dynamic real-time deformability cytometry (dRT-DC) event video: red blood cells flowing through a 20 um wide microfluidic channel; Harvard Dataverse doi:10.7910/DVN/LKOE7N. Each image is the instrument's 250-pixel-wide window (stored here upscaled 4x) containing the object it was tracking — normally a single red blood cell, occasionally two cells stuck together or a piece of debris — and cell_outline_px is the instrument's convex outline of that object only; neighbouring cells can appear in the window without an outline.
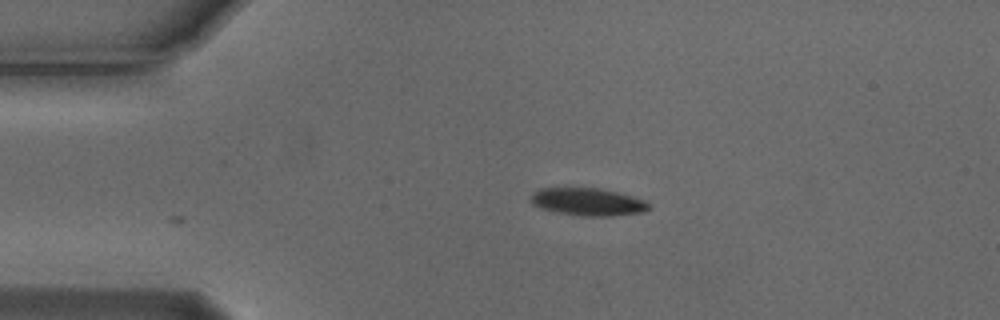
{"species": "Egyptian fruit bat (a non-hibernating species)", "species_latin": "Rousettus aegyptiacus", "temperature_condition": "cold", "stored_images_in_passage": 3, "camera_frame_rate_fps": 3000, "um_per_image_px": 0.085, "animal": {"sex": "male"}, "frame": {"image": 1, "passage_image": 2, "time_ms": 0.333, "image_size_px": [1000, 320], "cell_outline_px": [[652, 208], [644, 212], [612, 216], [580, 216], [540, 208], [532, 204], [532, 192], [540, 188], [596, 188], [616, 192], [632, 196], [644, 200]], "centroid_in_image_um": [49.98, 17.16], "position_along_channel_um": 35.0, "area_um2": 18.84}}